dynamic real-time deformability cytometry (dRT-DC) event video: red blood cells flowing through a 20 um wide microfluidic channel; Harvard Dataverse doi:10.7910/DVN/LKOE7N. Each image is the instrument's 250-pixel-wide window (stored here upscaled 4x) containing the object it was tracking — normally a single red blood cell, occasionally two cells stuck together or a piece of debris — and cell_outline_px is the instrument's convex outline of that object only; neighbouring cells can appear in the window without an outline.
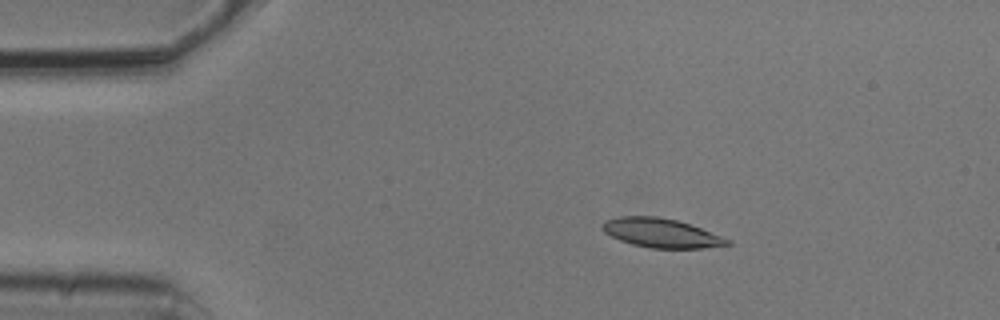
{"species": "common noctule bat (a hibernating species)", "species_latin": "Nyctalus noctula", "temperature_condition": "cold", "stored_images_in_passage": 6, "camera_frame_rate_fps": 3000, "um_per_image_px": 0.085, "animal": {"sex": "male", "body_mass_g": 20.5, "forearm_length_mm": 52.5}, "frame": {"image": 1, "passage_image": 3, "time_ms": 0.667, "image_size_px": [1000, 320], "cell_outline_px": [[732, 244], [704, 248], [652, 248], [632, 244], [620, 240], [604, 232], [600, 228], [600, 224], [604, 220], [620, 216], [656, 216], [676, 220], [700, 228], [732, 240]], "centroid_in_image_um": [56.17, 19.8], "position_along_channel_um": 28.8, "area_um2": 21.15}}